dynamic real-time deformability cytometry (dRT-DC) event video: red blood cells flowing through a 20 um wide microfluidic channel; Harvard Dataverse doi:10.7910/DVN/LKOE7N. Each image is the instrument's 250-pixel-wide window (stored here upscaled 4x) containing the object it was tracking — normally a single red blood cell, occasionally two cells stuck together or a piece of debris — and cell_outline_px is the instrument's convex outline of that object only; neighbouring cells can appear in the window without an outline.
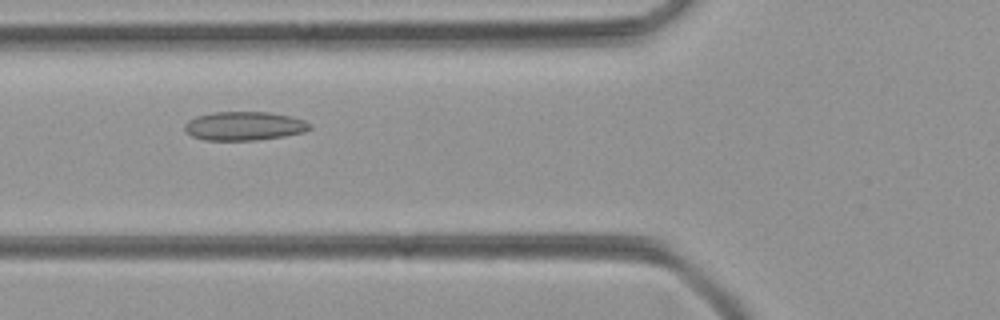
{"species": "common noctule bat (a hibernating species)", "species_latin": "Nyctalus noctula", "temperature_condition": "room temperature", "stored_images_in_passage": 50, "camera_frame_rate_fps": 3000, "um_per_image_px": 0.085, "animal": {"sex": "female", "body_mass_g": 21.9}, "frame": {"image": 1, "passage_image": 19, "time_ms": 6.0, "image_size_px": [1000, 320], "cell_outline_px": [[312, 128], [304, 132], [284, 136], [256, 140], [204, 140], [192, 136], [184, 132], [184, 124], [188, 120], [196, 116], [212, 112], [268, 112], [288, 116], [304, 120], [312, 124]], "centroid_in_image_um": [20.73, 10.71], "position_along_channel_um": 105.1, "area_um2": 21.1}}
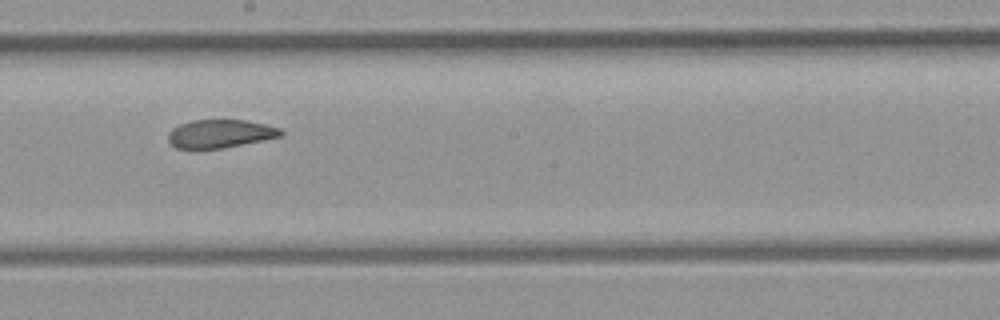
{"frame": {"image": 2, "passage_image": 28, "time_ms": 9.0, "image_size_px": [1000, 320], "cell_outline_px": [[284, 132], [280, 136], [220, 148], [176, 148], [168, 140], [168, 132], [172, 128], [180, 124], [192, 120], [248, 120], [280, 128]], "centroid_in_image_um": [18.68, 11.34], "position_along_channel_um": 229.5, "area_um2": 18.21}}
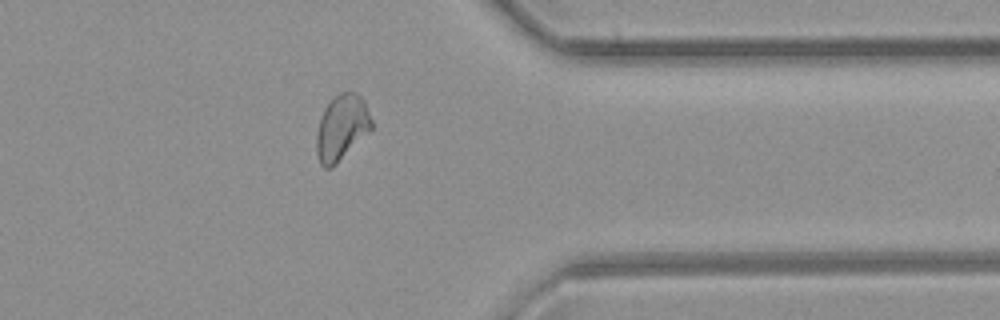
{"frame": {"image": 3, "passage_image": 40, "time_ms": 13.0, "image_size_px": [1000, 320], "cell_outline_px": [[372, 128], [332, 168], [324, 168], [320, 164], [316, 152], [316, 132], [324, 108], [332, 96], [340, 92], [356, 92], [364, 100], [372, 120]], "centroid_in_image_um": [29.02, 10.82], "position_along_channel_um": 382.4, "area_um2": 21.04}}